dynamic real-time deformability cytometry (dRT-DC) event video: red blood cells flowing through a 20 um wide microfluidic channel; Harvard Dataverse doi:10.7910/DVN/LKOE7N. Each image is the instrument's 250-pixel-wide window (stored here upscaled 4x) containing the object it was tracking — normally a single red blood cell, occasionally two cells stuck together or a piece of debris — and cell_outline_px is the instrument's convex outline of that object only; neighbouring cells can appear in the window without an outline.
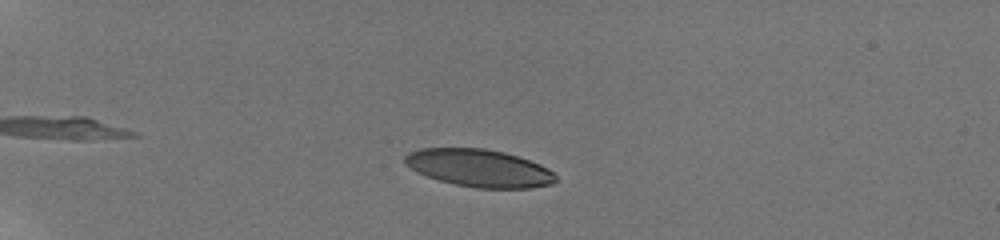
{"species": "human", "species_latin": "Homo sapiens", "temperature_condition": "room temperature", "stored_images_in_passage": 45, "camera_frame_rate_fps": 3000, "um_per_image_px": 0.085, "donor": {"sex": "male"}, "frame": {"image": 1, "passage_image": 11, "time_ms": 3.333, "image_size_px": [1000, 240], "cell_outline_px": [[556, 180], [552, 184], [532, 188], [476, 188], [456, 184], [440, 180], [416, 172], [404, 164], [404, 156], [408, 152], [420, 148], [484, 148], [504, 152], [540, 164], [548, 168], [556, 176]], "centroid_in_image_um": [40.71, 14.28], "position_along_channel_um": 44.3, "area_um2": 33.0}}
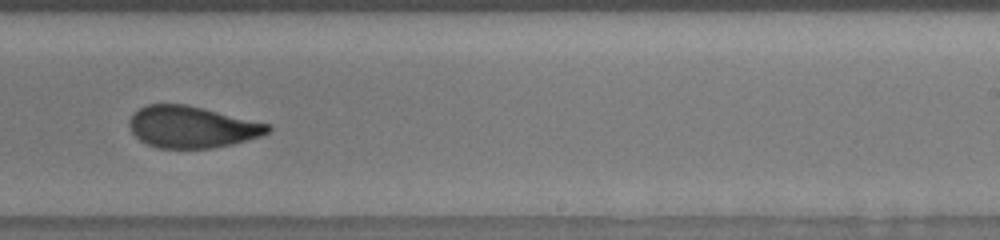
{"frame": {"image": 2, "passage_image": 34, "time_ms": 11.0, "image_size_px": [1000, 240], "cell_outline_px": [[272, 128], [268, 132], [260, 136], [248, 140], [232, 144], [212, 148], [156, 148], [140, 140], [132, 132], [128, 124], [128, 120], [140, 108], [148, 104], [184, 104], [204, 108], [268, 124]], "centroid_in_image_um": [16.29, 10.8], "position_along_channel_um": 272.7, "area_um2": 33.41}}
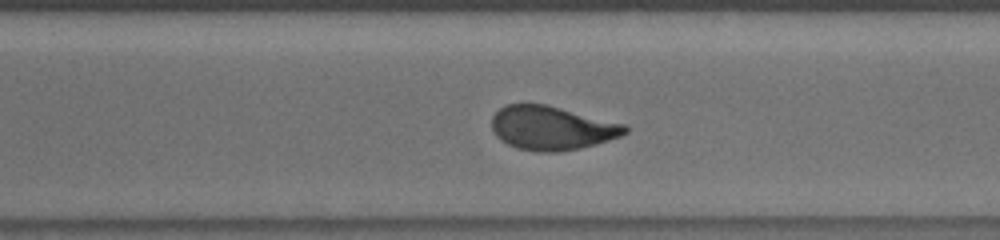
{"frame": {"image": 3, "passage_image": 38, "time_ms": 12.333, "image_size_px": [1000, 240], "cell_outline_px": [[628, 132], [620, 136], [596, 144], [580, 148], [556, 152], [544, 152], [516, 148], [500, 140], [496, 136], [492, 128], [492, 116], [500, 108], [508, 104], [544, 104], [624, 124], [628, 128]], "centroid_in_image_um": [46.87, 10.89], "position_along_channel_um": 323.7, "area_um2": 33.7}, "authors_computed_cell_mechanics": {"area_um2": 34.102, "velocity_mm_per_s": 3.8392, "shape_relaxation_time_tau1_ms": 4.9498, "shape_relaxation_time_tau2_ms": 1.4365, "deformation_change_tau1": 0.1996, "deformation_change_tau2": 0.0845}}